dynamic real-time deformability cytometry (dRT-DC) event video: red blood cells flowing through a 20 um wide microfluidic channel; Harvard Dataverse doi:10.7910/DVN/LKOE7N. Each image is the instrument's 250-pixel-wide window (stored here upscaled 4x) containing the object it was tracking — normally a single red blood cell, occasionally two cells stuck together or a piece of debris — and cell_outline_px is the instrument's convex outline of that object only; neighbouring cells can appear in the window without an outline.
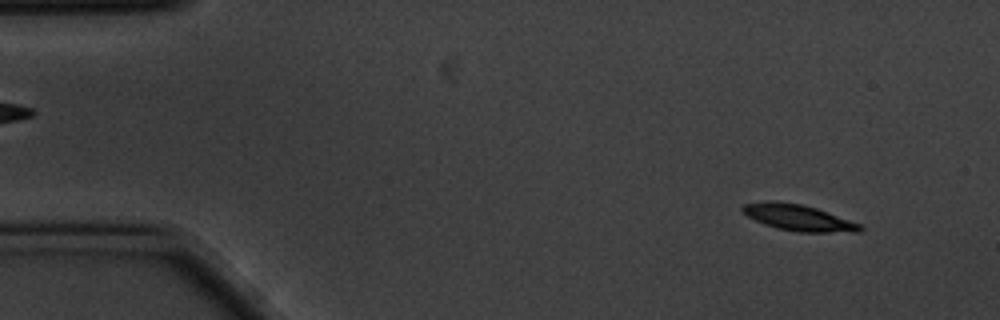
{"species": "common noctule bat (a hibernating species)", "species_latin": "Nyctalus noctula", "temperature_condition": "cold", "stored_images_in_passage": 4, "camera_frame_rate_fps": 3000, "um_per_image_px": 0.085, "animal": {"sex": "male", "body_mass_g": 20.1, "forearm_length_mm": 53.5}, "frame": {"image": 1, "passage_image": 1, "time_ms": 0.0, "image_size_px": [1000, 320], "cell_outline_px": [[864, 228], [860, 232], [796, 232], [776, 228], [764, 224], [748, 216], [740, 208], [744, 204], [800, 204], [816, 208], [828, 212], [860, 224]], "centroid_in_image_um": [67.97, 18.57], "position_along_channel_um": 17.0, "area_um2": 16.99}}
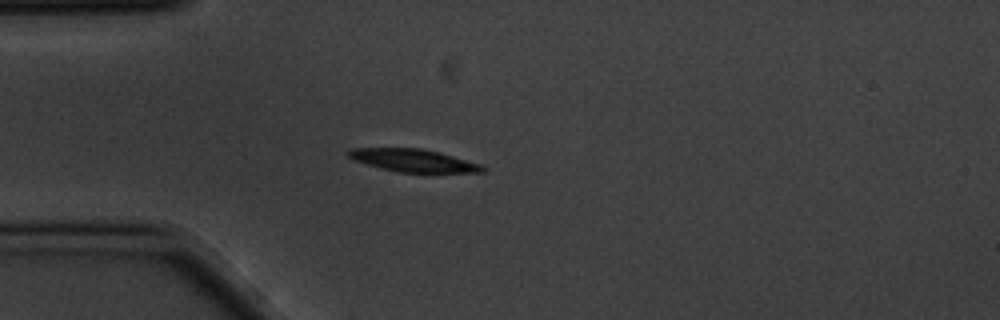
{"frame": {"image": 2, "passage_image": 4, "time_ms": 1.0, "image_size_px": [1000, 320], "cell_outline_px": [[488, 168], [484, 172], [424, 176], [396, 172], [380, 168], [356, 160], [348, 156], [344, 152], [352, 148], [420, 148], [440, 152], [480, 164]], "centroid_in_image_um": [35.26, 13.71], "position_along_channel_um": 49.7, "area_um2": 18.9}}